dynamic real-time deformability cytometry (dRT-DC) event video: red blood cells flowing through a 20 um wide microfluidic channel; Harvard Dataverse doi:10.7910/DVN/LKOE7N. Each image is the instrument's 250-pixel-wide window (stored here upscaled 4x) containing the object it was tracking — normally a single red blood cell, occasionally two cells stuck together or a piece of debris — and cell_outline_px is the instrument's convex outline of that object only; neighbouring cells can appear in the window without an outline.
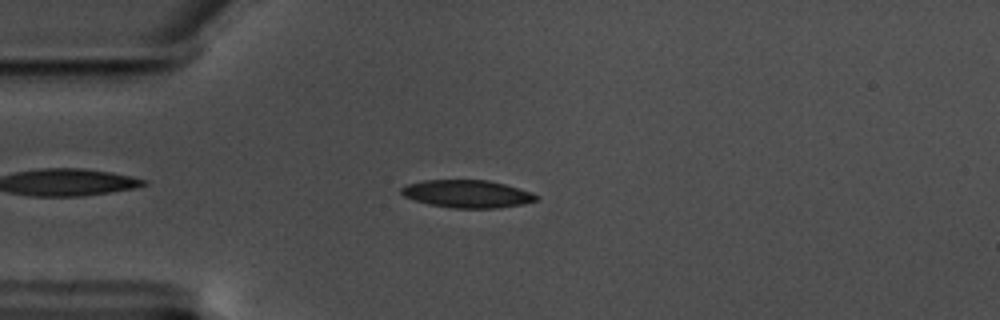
{"species": "common noctule bat (a hibernating species)", "species_latin": "Nyctalus noctula", "temperature_condition": "warm", "stored_images_in_passage": 49, "camera_frame_rate_fps": 3000, "um_per_image_px": 0.085, "animal": {"sex": "male", "body_mass_g": 17.5, "forearm_length_mm": 52.3}, "frame": {"image": 1, "passage_image": 6, "time_ms": 1.667, "image_size_px": [1000, 320], "cell_outline_px": [[540, 196], [536, 200], [524, 204], [500, 208], [452, 208], [428, 204], [404, 196], [400, 192], [400, 188], [408, 184], [424, 180], [488, 180], [504, 184], [532, 192]], "centroid_in_image_um": [39.73, 16.48], "position_along_channel_um": 45.3, "area_um2": 21.79}}
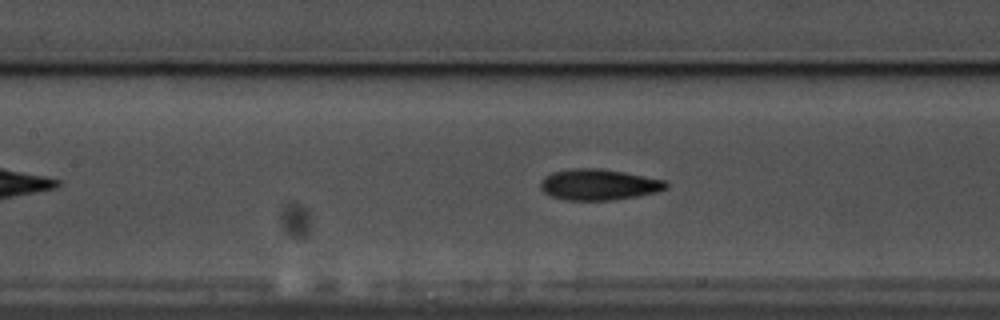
{"frame": {"image": 2, "passage_image": 17, "time_ms": 5.333, "image_size_px": [1000, 320], "cell_outline_px": [[668, 188], [656, 192], [636, 196], [612, 200], [564, 200], [552, 196], [544, 192], [540, 188], [540, 180], [544, 176], [552, 172], [576, 168], [600, 168], [624, 172], [664, 180], [668, 184]], "centroid_in_image_um": [50.86, 15.69], "position_along_channel_um": 156.5, "area_um2": 22.66}}
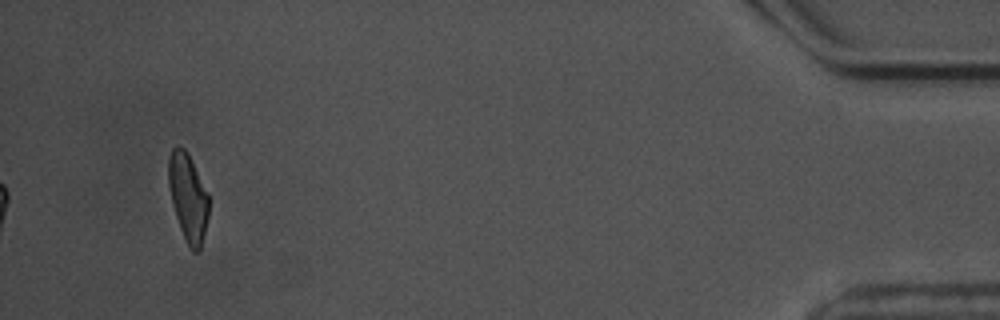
{"frame": {"image": 3, "passage_image": 46, "time_ms": 15.0, "image_size_px": [1000, 320], "cell_outline_px": [[208, 216], [200, 252], [192, 252], [180, 228], [172, 204], [168, 184], [168, 160], [172, 148], [176, 144], [180, 144], [188, 152], [208, 196]], "centroid_in_image_um": [15.96, 16.75], "position_along_channel_um": 419.2, "area_um2": 20.46}, "authors_computed_cell_mechanics": {"area_um2": 21.964, "velocity_mm_per_s": 3.5185, "shape_relaxation_time_tau1_ms": 6.9237, "shape_relaxation_time_tau2_ms": 2.7462, "deformation_change_tau1": 0.1724, "deformation_change_tau2": 0.1018}}